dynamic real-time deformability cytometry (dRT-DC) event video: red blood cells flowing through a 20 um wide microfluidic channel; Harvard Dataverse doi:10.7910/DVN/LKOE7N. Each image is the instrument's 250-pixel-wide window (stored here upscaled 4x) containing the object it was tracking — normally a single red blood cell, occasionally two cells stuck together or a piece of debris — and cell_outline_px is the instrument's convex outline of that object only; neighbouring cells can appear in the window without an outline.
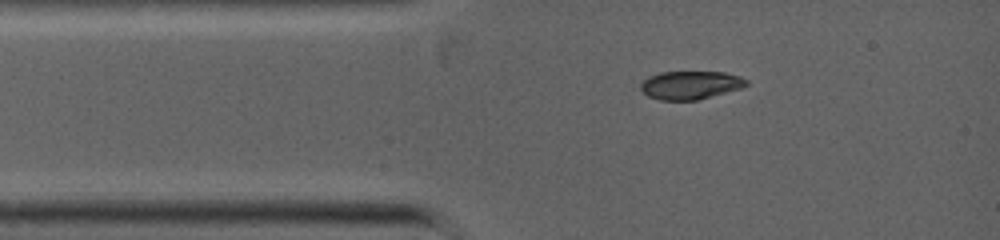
{"species": "common noctule bat (a hibernating species)", "species_latin": "Nyctalus noctula", "temperature_condition": "warm", "stored_images_in_passage": 2, "camera_frame_rate_fps": 5000, "um_per_image_px": 0.085, "animal": {"sex": "female", "body_mass_g": 19.0, "forearm_length_mm": 53.3}, "frame": {"image": 1, "passage_image": 1, "time_ms": 0.0, "image_size_px": [1000, 240], "cell_outline_px": [[748, 84], [740, 88], [696, 100], [660, 100], [648, 96], [640, 88], [640, 84], [648, 76], [660, 72], [724, 72], [740, 76], [748, 80]], "centroid_in_image_um": [58.67, 7.22], "position_along_channel_um": 26.3, "area_um2": 17.28}}